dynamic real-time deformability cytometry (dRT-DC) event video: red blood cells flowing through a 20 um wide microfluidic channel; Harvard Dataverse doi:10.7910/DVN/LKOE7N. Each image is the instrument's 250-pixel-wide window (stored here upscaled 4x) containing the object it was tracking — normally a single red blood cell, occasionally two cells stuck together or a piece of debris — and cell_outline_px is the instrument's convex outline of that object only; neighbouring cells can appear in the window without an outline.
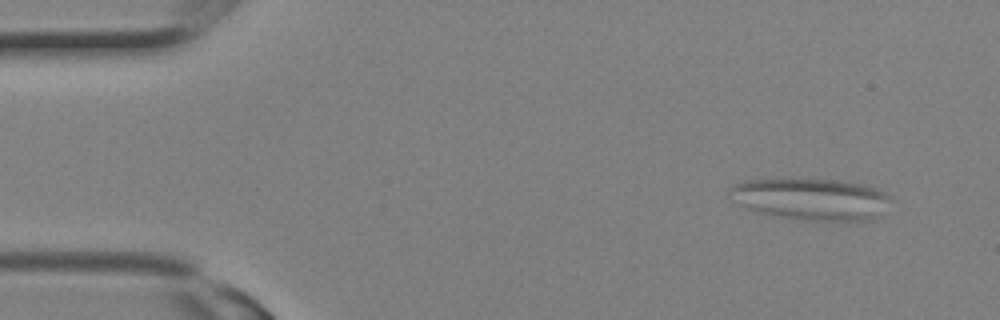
{"species": "Egyptian fruit bat (a non-hibernating species)", "species_latin": "Rousettus aegyptiacus", "temperature_condition": "room temperature", "stored_images_in_passage": 3, "camera_frame_rate_fps": 3000, "um_per_image_px": 0.085, "animal": {"sex": "female"}, "frame": {"image": 1, "passage_image": 1, "time_ms": 0.0, "image_size_px": [1000, 320], "cell_outline_px": [[892, 200], [872, 220], [796, 220], [772, 216], [756, 212], [740, 204], [728, 192], [728, 188], [732, 184], [748, 180], [840, 180], [860, 184], [888, 192], [892, 196]], "centroid_in_image_um": [68.95, 16.93], "position_along_channel_um": 16.1, "area_um2": 38.9}}